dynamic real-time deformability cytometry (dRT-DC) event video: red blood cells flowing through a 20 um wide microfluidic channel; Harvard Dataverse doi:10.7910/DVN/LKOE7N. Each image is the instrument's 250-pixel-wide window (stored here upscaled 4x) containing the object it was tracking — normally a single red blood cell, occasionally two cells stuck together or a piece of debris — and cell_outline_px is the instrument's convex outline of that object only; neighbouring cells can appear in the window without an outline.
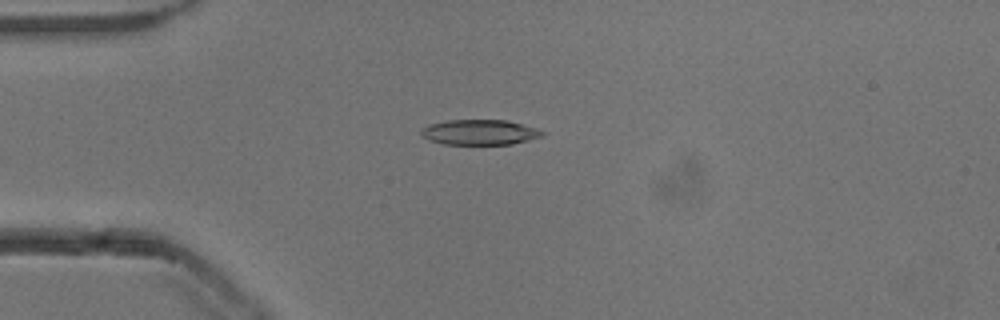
{"species": "common noctule bat (a hibernating species)", "species_latin": "Nyctalus noctula", "temperature_condition": "cold", "stored_images_in_passage": 53, "camera_frame_rate_fps": 3000, "um_per_image_px": 0.085, "animal": {"sex": "male", "body_mass_g": 13.3}, "frame": {"image": 1, "passage_image": 14, "time_ms": 4.333, "image_size_px": [1000, 320], "cell_outline_px": [[544, 136], [512, 144], [444, 144], [428, 140], [420, 132], [420, 128], [428, 124], [448, 120], [508, 120], [536, 128], [544, 132]], "centroid_in_image_um": [40.76, 11.23], "position_along_channel_um": 44.2, "area_um2": 17.86}}
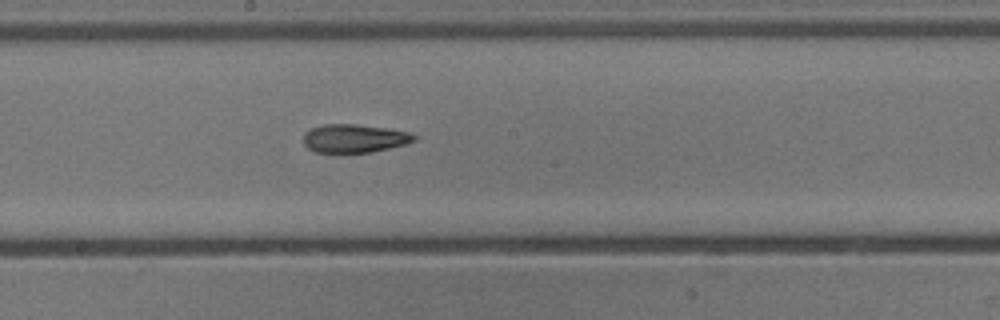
{"frame": {"image": 2, "passage_image": 29, "time_ms": 9.333, "image_size_px": [1000, 320], "cell_outline_px": [[416, 140], [404, 144], [388, 148], [368, 152], [340, 156], [316, 152], [308, 148], [304, 144], [304, 132], [312, 128], [324, 124], [356, 124], [384, 128], [408, 132], [416, 136]], "centroid_in_image_um": [30.04, 11.81], "position_along_channel_um": 218.2, "area_um2": 18.73}}
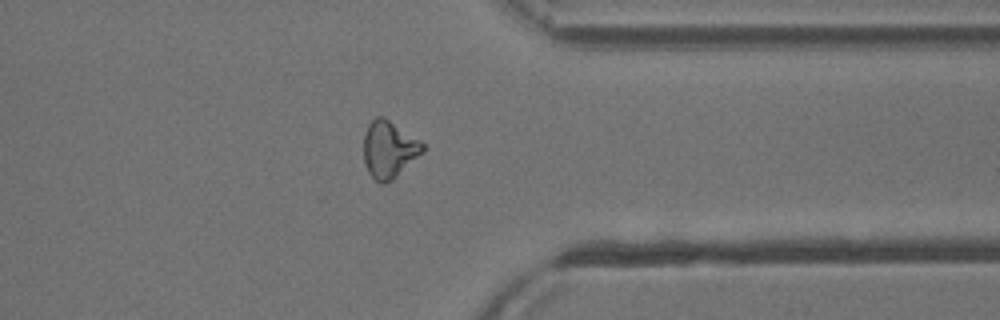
{"frame": {"image": 3, "passage_image": 42, "time_ms": 13.667, "image_size_px": [1000, 320], "cell_outline_px": [[424, 152], [392, 180], [384, 184], [380, 184], [368, 172], [364, 164], [364, 136], [368, 124], [376, 116], [384, 116], [420, 140], [424, 144]], "centroid_in_image_um": [33.07, 12.69], "position_along_channel_um": 378.3, "area_um2": 19.71}, "authors_computed_cell_mechanics": {"area_um2": 18.785, "velocity_mm_per_s": 3.8628, "shape_relaxation_time_tau1_ms": 7.0935, "shape_relaxation_time_tau2_ms": 5.9327, "deformation_change_tau1": 0.2116, "deformation_change_tau2": 0.1675}}